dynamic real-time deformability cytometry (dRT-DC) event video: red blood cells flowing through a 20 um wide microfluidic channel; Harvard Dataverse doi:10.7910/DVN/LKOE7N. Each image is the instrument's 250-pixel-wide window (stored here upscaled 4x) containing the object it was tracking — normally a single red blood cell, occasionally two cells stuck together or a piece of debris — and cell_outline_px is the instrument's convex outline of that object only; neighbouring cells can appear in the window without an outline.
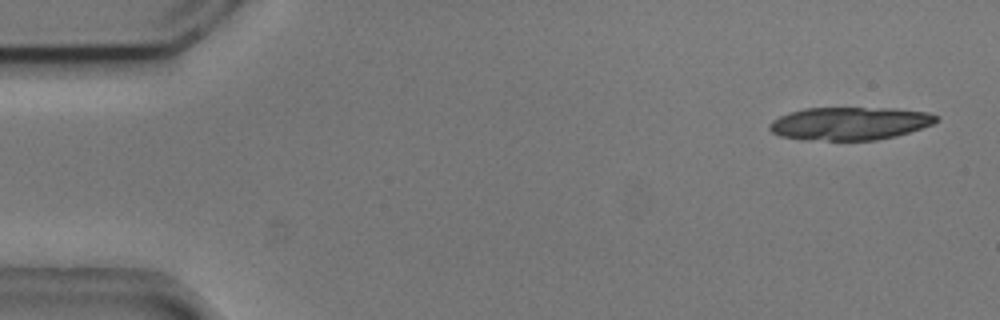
{"species": "common noctule bat (a hibernating species)", "species_latin": "Nyctalus noctula", "temperature_condition": "cold", "stored_images_in_passage": 16, "camera_frame_rate_fps": 3000, "um_per_image_px": 0.085, "animal": {"sex": "male", "body_mass_g": 20.5, "forearm_length_mm": 52.5}, "frame": {"image": 1, "passage_image": 2, "time_ms": 0.333, "image_size_px": [1000, 320], "cell_outline_px": [[940, 120], [932, 124], [896, 136], [876, 140], [804, 140], [780, 136], [772, 132], [768, 128], [768, 124], [772, 120], [788, 112], [804, 108], [892, 108], [928, 112], [940, 116]], "centroid_in_image_um": [72.21, 10.49], "position_along_channel_um": 12.8, "area_um2": 32.25}}